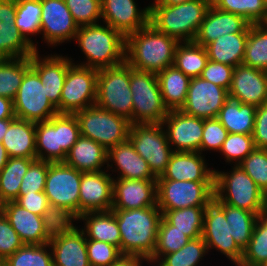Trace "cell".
I'll return each instance as SVG.
<instances>
[{"instance_id":"cell-42","label":"cell","mask_w":267,"mask_h":266,"mask_svg":"<svg viewBox=\"0 0 267 266\" xmlns=\"http://www.w3.org/2000/svg\"><path fill=\"white\" fill-rule=\"evenodd\" d=\"M242 64L267 71V27L262 23L249 27Z\"/></svg>"},{"instance_id":"cell-37","label":"cell","mask_w":267,"mask_h":266,"mask_svg":"<svg viewBox=\"0 0 267 266\" xmlns=\"http://www.w3.org/2000/svg\"><path fill=\"white\" fill-rule=\"evenodd\" d=\"M213 200L224 210L226 221L229 227H231V235L236 244L244 250L251 239L258 215L238 207L221 203L215 197Z\"/></svg>"},{"instance_id":"cell-19","label":"cell","mask_w":267,"mask_h":266,"mask_svg":"<svg viewBox=\"0 0 267 266\" xmlns=\"http://www.w3.org/2000/svg\"><path fill=\"white\" fill-rule=\"evenodd\" d=\"M103 171L83 172L79 193V216L87 212L112 210L113 175Z\"/></svg>"},{"instance_id":"cell-67","label":"cell","mask_w":267,"mask_h":266,"mask_svg":"<svg viewBox=\"0 0 267 266\" xmlns=\"http://www.w3.org/2000/svg\"><path fill=\"white\" fill-rule=\"evenodd\" d=\"M262 213L267 217V208H265Z\"/></svg>"},{"instance_id":"cell-33","label":"cell","mask_w":267,"mask_h":266,"mask_svg":"<svg viewBox=\"0 0 267 266\" xmlns=\"http://www.w3.org/2000/svg\"><path fill=\"white\" fill-rule=\"evenodd\" d=\"M256 106L243 104L228 98L217 115V119L228 133L252 135L256 118Z\"/></svg>"},{"instance_id":"cell-57","label":"cell","mask_w":267,"mask_h":266,"mask_svg":"<svg viewBox=\"0 0 267 266\" xmlns=\"http://www.w3.org/2000/svg\"><path fill=\"white\" fill-rule=\"evenodd\" d=\"M15 202L29 212L42 216L48 207V199L44 191L27 193L18 196Z\"/></svg>"},{"instance_id":"cell-38","label":"cell","mask_w":267,"mask_h":266,"mask_svg":"<svg viewBox=\"0 0 267 266\" xmlns=\"http://www.w3.org/2000/svg\"><path fill=\"white\" fill-rule=\"evenodd\" d=\"M31 68V56L0 59V96L13 100L25 73Z\"/></svg>"},{"instance_id":"cell-20","label":"cell","mask_w":267,"mask_h":266,"mask_svg":"<svg viewBox=\"0 0 267 266\" xmlns=\"http://www.w3.org/2000/svg\"><path fill=\"white\" fill-rule=\"evenodd\" d=\"M135 0H101L102 21L124 37L149 23V5L138 8Z\"/></svg>"},{"instance_id":"cell-9","label":"cell","mask_w":267,"mask_h":266,"mask_svg":"<svg viewBox=\"0 0 267 266\" xmlns=\"http://www.w3.org/2000/svg\"><path fill=\"white\" fill-rule=\"evenodd\" d=\"M75 114L80 135L88 137L103 146L107 151L128 139L130 121L96 104Z\"/></svg>"},{"instance_id":"cell-51","label":"cell","mask_w":267,"mask_h":266,"mask_svg":"<svg viewBox=\"0 0 267 266\" xmlns=\"http://www.w3.org/2000/svg\"><path fill=\"white\" fill-rule=\"evenodd\" d=\"M241 167L267 194V149L255 148L240 164Z\"/></svg>"},{"instance_id":"cell-39","label":"cell","mask_w":267,"mask_h":266,"mask_svg":"<svg viewBox=\"0 0 267 266\" xmlns=\"http://www.w3.org/2000/svg\"><path fill=\"white\" fill-rule=\"evenodd\" d=\"M207 61L205 47L195 42H182L177 46L173 65L191 79L201 76Z\"/></svg>"},{"instance_id":"cell-60","label":"cell","mask_w":267,"mask_h":266,"mask_svg":"<svg viewBox=\"0 0 267 266\" xmlns=\"http://www.w3.org/2000/svg\"><path fill=\"white\" fill-rule=\"evenodd\" d=\"M148 260L140 256L122 255L116 262L110 266H143L142 264Z\"/></svg>"},{"instance_id":"cell-5","label":"cell","mask_w":267,"mask_h":266,"mask_svg":"<svg viewBox=\"0 0 267 266\" xmlns=\"http://www.w3.org/2000/svg\"><path fill=\"white\" fill-rule=\"evenodd\" d=\"M80 136L75 114L58 113L36 123V156L47 162H64Z\"/></svg>"},{"instance_id":"cell-26","label":"cell","mask_w":267,"mask_h":266,"mask_svg":"<svg viewBox=\"0 0 267 266\" xmlns=\"http://www.w3.org/2000/svg\"><path fill=\"white\" fill-rule=\"evenodd\" d=\"M250 25L243 16L219 10L211 4L194 42L205 47L222 35L248 33Z\"/></svg>"},{"instance_id":"cell-32","label":"cell","mask_w":267,"mask_h":266,"mask_svg":"<svg viewBox=\"0 0 267 266\" xmlns=\"http://www.w3.org/2000/svg\"><path fill=\"white\" fill-rule=\"evenodd\" d=\"M84 222L80 228L86 239L110 243L120 250L121 234L113 210L87 212L78 217Z\"/></svg>"},{"instance_id":"cell-6","label":"cell","mask_w":267,"mask_h":266,"mask_svg":"<svg viewBox=\"0 0 267 266\" xmlns=\"http://www.w3.org/2000/svg\"><path fill=\"white\" fill-rule=\"evenodd\" d=\"M231 167L229 172L214 170V197L259 216L265 209L264 192L239 165Z\"/></svg>"},{"instance_id":"cell-40","label":"cell","mask_w":267,"mask_h":266,"mask_svg":"<svg viewBox=\"0 0 267 266\" xmlns=\"http://www.w3.org/2000/svg\"><path fill=\"white\" fill-rule=\"evenodd\" d=\"M206 207H187L178 210H161L162 217L175 229L191 239L202 236Z\"/></svg>"},{"instance_id":"cell-21","label":"cell","mask_w":267,"mask_h":266,"mask_svg":"<svg viewBox=\"0 0 267 266\" xmlns=\"http://www.w3.org/2000/svg\"><path fill=\"white\" fill-rule=\"evenodd\" d=\"M112 192V210L157 206V180L114 178Z\"/></svg>"},{"instance_id":"cell-7","label":"cell","mask_w":267,"mask_h":266,"mask_svg":"<svg viewBox=\"0 0 267 266\" xmlns=\"http://www.w3.org/2000/svg\"><path fill=\"white\" fill-rule=\"evenodd\" d=\"M132 92V124H161L168 115L157 73L133 69L130 66Z\"/></svg>"},{"instance_id":"cell-49","label":"cell","mask_w":267,"mask_h":266,"mask_svg":"<svg viewBox=\"0 0 267 266\" xmlns=\"http://www.w3.org/2000/svg\"><path fill=\"white\" fill-rule=\"evenodd\" d=\"M255 148L252 135L229 133L219 153L225 156L226 163L239 165Z\"/></svg>"},{"instance_id":"cell-65","label":"cell","mask_w":267,"mask_h":266,"mask_svg":"<svg viewBox=\"0 0 267 266\" xmlns=\"http://www.w3.org/2000/svg\"><path fill=\"white\" fill-rule=\"evenodd\" d=\"M0 266H7L6 258L0 257Z\"/></svg>"},{"instance_id":"cell-15","label":"cell","mask_w":267,"mask_h":266,"mask_svg":"<svg viewBox=\"0 0 267 266\" xmlns=\"http://www.w3.org/2000/svg\"><path fill=\"white\" fill-rule=\"evenodd\" d=\"M231 227L226 221L224 210L213 200L204 213L202 238L210 250H218L233 265L238 266L242 260L243 250L232 237Z\"/></svg>"},{"instance_id":"cell-16","label":"cell","mask_w":267,"mask_h":266,"mask_svg":"<svg viewBox=\"0 0 267 266\" xmlns=\"http://www.w3.org/2000/svg\"><path fill=\"white\" fill-rule=\"evenodd\" d=\"M42 41L48 46H58L75 38L79 26L64 0H41Z\"/></svg>"},{"instance_id":"cell-30","label":"cell","mask_w":267,"mask_h":266,"mask_svg":"<svg viewBox=\"0 0 267 266\" xmlns=\"http://www.w3.org/2000/svg\"><path fill=\"white\" fill-rule=\"evenodd\" d=\"M36 123L15 118L2 139L9 157L37 158Z\"/></svg>"},{"instance_id":"cell-41","label":"cell","mask_w":267,"mask_h":266,"mask_svg":"<svg viewBox=\"0 0 267 266\" xmlns=\"http://www.w3.org/2000/svg\"><path fill=\"white\" fill-rule=\"evenodd\" d=\"M41 0H16L15 26L24 38L38 51L32 36L40 34ZM31 36V37H30Z\"/></svg>"},{"instance_id":"cell-59","label":"cell","mask_w":267,"mask_h":266,"mask_svg":"<svg viewBox=\"0 0 267 266\" xmlns=\"http://www.w3.org/2000/svg\"><path fill=\"white\" fill-rule=\"evenodd\" d=\"M13 100L0 96V119H15Z\"/></svg>"},{"instance_id":"cell-66","label":"cell","mask_w":267,"mask_h":266,"mask_svg":"<svg viewBox=\"0 0 267 266\" xmlns=\"http://www.w3.org/2000/svg\"><path fill=\"white\" fill-rule=\"evenodd\" d=\"M265 208H267V194H265Z\"/></svg>"},{"instance_id":"cell-14","label":"cell","mask_w":267,"mask_h":266,"mask_svg":"<svg viewBox=\"0 0 267 266\" xmlns=\"http://www.w3.org/2000/svg\"><path fill=\"white\" fill-rule=\"evenodd\" d=\"M82 173L65 162H49L44 189L48 202L63 206L79 217Z\"/></svg>"},{"instance_id":"cell-61","label":"cell","mask_w":267,"mask_h":266,"mask_svg":"<svg viewBox=\"0 0 267 266\" xmlns=\"http://www.w3.org/2000/svg\"><path fill=\"white\" fill-rule=\"evenodd\" d=\"M9 156L7 154L6 148L0 142V171L3 169V167L6 165L8 162Z\"/></svg>"},{"instance_id":"cell-36","label":"cell","mask_w":267,"mask_h":266,"mask_svg":"<svg viewBox=\"0 0 267 266\" xmlns=\"http://www.w3.org/2000/svg\"><path fill=\"white\" fill-rule=\"evenodd\" d=\"M35 159L37 158L9 157L0 171V199L4 203L17 199L23 176Z\"/></svg>"},{"instance_id":"cell-1","label":"cell","mask_w":267,"mask_h":266,"mask_svg":"<svg viewBox=\"0 0 267 266\" xmlns=\"http://www.w3.org/2000/svg\"><path fill=\"white\" fill-rule=\"evenodd\" d=\"M179 43L148 23L125 37V62L133 69L158 73L174 64Z\"/></svg>"},{"instance_id":"cell-27","label":"cell","mask_w":267,"mask_h":266,"mask_svg":"<svg viewBox=\"0 0 267 266\" xmlns=\"http://www.w3.org/2000/svg\"><path fill=\"white\" fill-rule=\"evenodd\" d=\"M214 170L208 168L200 152L174 151L166 170L157 180L214 181Z\"/></svg>"},{"instance_id":"cell-50","label":"cell","mask_w":267,"mask_h":266,"mask_svg":"<svg viewBox=\"0 0 267 266\" xmlns=\"http://www.w3.org/2000/svg\"><path fill=\"white\" fill-rule=\"evenodd\" d=\"M75 23L81 27L101 23V0H64ZM100 20V22H99Z\"/></svg>"},{"instance_id":"cell-64","label":"cell","mask_w":267,"mask_h":266,"mask_svg":"<svg viewBox=\"0 0 267 266\" xmlns=\"http://www.w3.org/2000/svg\"><path fill=\"white\" fill-rule=\"evenodd\" d=\"M4 213V202L0 199V217L3 215Z\"/></svg>"},{"instance_id":"cell-58","label":"cell","mask_w":267,"mask_h":266,"mask_svg":"<svg viewBox=\"0 0 267 266\" xmlns=\"http://www.w3.org/2000/svg\"><path fill=\"white\" fill-rule=\"evenodd\" d=\"M256 148L267 149V103L257 106L252 133Z\"/></svg>"},{"instance_id":"cell-12","label":"cell","mask_w":267,"mask_h":266,"mask_svg":"<svg viewBox=\"0 0 267 266\" xmlns=\"http://www.w3.org/2000/svg\"><path fill=\"white\" fill-rule=\"evenodd\" d=\"M128 139L136 152L147 161L152 174L156 178L161 177L174 152L162 124H132Z\"/></svg>"},{"instance_id":"cell-23","label":"cell","mask_w":267,"mask_h":266,"mask_svg":"<svg viewBox=\"0 0 267 266\" xmlns=\"http://www.w3.org/2000/svg\"><path fill=\"white\" fill-rule=\"evenodd\" d=\"M16 0H0V59L30 57L34 46L15 26Z\"/></svg>"},{"instance_id":"cell-8","label":"cell","mask_w":267,"mask_h":266,"mask_svg":"<svg viewBox=\"0 0 267 266\" xmlns=\"http://www.w3.org/2000/svg\"><path fill=\"white\" fill-rule=\"evenodd\" d=\"M96 89V105L125 117L132 125L133 100L130 91V65L124 62L115 67L99 69Z\"/></svg>"},{"instance_id":"cell-63","label":"cell","mask_w":267,"mask_h":266,"mask_svg":"<svg viewBox=\"0 0 267 266\" xmlns=\"http://www.w3.org/2000/svg\"><path fill=\"white\" fill-rule=\"evenodd\" d=\"M190 0H154V3L149 5H177Z\"/></svg>"},{"instance_id":"cell-45","label":"cell","mask_w":267,"mask_h":266,"mask_svg":"<svg viewBox=\"0 0 267 266\" xmlns=\"http://www.w3.org/2000/svg\"><path fill=\"white\" fill-rule=\"evenodd\" d=\"M208 254L202 237L190 239L178 251L164 255L155 266H198Z\"/></svg>"},{"instance_id":"cell-44","label":"cell","mask_w":267,"mask_h":266,"mask_svg":"<svg viewBox=\"0 0 267 266\" xmlns=\"http://www.w3.org/2000/svg\"><path fill=\"white\" fill-rule=\"evenodd\" d=\"M44 235L50 241L62 234L72 231L78 221V217L63 206L48 204L42 215Z\"/></svg>"},{"instance_id":"cell-62","label":"cell","mask_w":267,"mask_h":266,"mask_svg":"<svg viewBox=\"0 0 267 266\" xmlns=\"http://www.w3.org/2000/svg\"><path fill=\"white\" fill-rule=\"evenodd\" d=\"M14 119H0V142L2 141L9 124L13 121Z\"/></svg>"},{"instance_id":"cell-17","label":"cell","mask_w":267,"mask_h":266,"mask_svg":"<svg viewBox=\"0 0 267 266\" xmlns=\"http://www.w3.org/2000/svg\"><path fill=\"white\" fill-rule=\"evenodd\" d=\"M229 98L228 90L201 77L191 78L185 104L181 111L187 115L209 119L217 118Z\"/></svg>"},{"instance_id":"cell-11","label":"cell","mask_w":267,"mask_h":266,"mask_svg":"<svg viewBox=\"0 0 267 266\" xmlns=\"http://www.w3.org/2000/svg\"><path fill=\"white\" fill-rule=\"evenodd\" d=\"M68 67L58 113L74 114L96 104L98 69L75 64Z\"/></svg>"},{"instance_id":"cell-47","label":"cell","mask_w":267,"mask_h":266,"mask_svg":"<svg viewBox=\"0 0 267 266\" xmlns=\"http://www.w3.org/2000/svg\"><path fill=\"white\" fill-rule=\"evenodd\" d=\"M219 10L243 16L251 24L263 23L267 18L264 0H211Z\"/></svg>"},{"instance_id":"cell-54","label":"cell","mask_w":267,"mask_h":266,"mask_svg":"<svg viewBox=\"0 0 267 266\" xmlns=\"http://www.w3.org/2000/svg\"><path fill=\"white\" fill-rule=\"evenodd\" d=\"M228 131L217 118L204 119L202 141L199 152H219L222 144L228 136Z\"/></svg>"},{"instance_id":"cell-13","label":"cell","mask_w":267,"mask_h":266,"mask_svg":"<svg viewBox=\"0 0 267 266\" xmlns=\"http://www.w3.org/2000/svg\"><path fill=\"white\" fill-rule=\"evenodd\" d=\"M45 86L39 75L30 68L24 75L18 92L13 99L15 117L38 123L58 114L57 108L47 98Z\"/></svg>"},{"instance_id":"cell-2","label":"cell","mask_w":267,"mask_h":266,"mask_svg":"<svg viewBox=\"0 0 267 266\" xmlns=\"http://www.w3.org/2000/svg\"><path fill=\"white\" fill-rule=\"evenodd\" d=\"M121 234L122 255L149 260L155 251L162 212L158 206L113 210Z\"/></svg>"},{"instance_id":"cell-43","label":"cell","mask_w":267,"mask_h":266,"mask_svg":"<svg viewBox=\"0 0 267 266\" xmlns=\"http://www.w3.org/2000/svg\"><path fill=\"white\" fill-rule=\"evenodd\" d=\"M267 261V217L262 213L254 225L251 239L238 266H262Z\"/></svg>"},{"instance_id":"cell-3","label":"cell","mask_w":267,"mask_h":266,"mask_svg":"<svg viewBox=\"0 0 267 266\" xmlns=\"http://www.w3.org/2000/svg\"><path fill=\"white\" fill-rule=\"evenodd\" d=\"M74 39L87 60L78 65L99 70L125 62V37L108 24L81 26Z\"/></svg>"},{"instance_id":"cell-22","label":"cell","mask_w":267,"mask_h":266,"mask_svg":"<svg viewBox=\"0 0 267 266\" xmlns=\"http://www.w3.org/2000/svg\"><path fill=\"white\" fill-rule=\"evenodd\" d=\"M229 98L243 104L260 106L267 103V71L244 64L234 67Z\"/></svg>"},{"instance_id":"cell-53","label":"cell","mask_w":267,"mask_h":266,"mask_svg":"<svg viewBox=\"0 0 267 266\" xmlns=\"http://www.w3.org/2000/svg\"><path fill=\"white\" fill-rule=\"evenodd\" d=\"M49 162L35 159L23 176L19 196L44 191Z\"/></svg>"},{"instance_id":"cell-29","label":"cell","mask_w":267,"mask_h":266,"mask_svg":"<svg viewBox=\"0 0 267 266\" xmlns=\"http://www.w3.org/2000/svg\"><path fill=\"white\" fill-rule=\"evenodd\" d=\"M3 214L24 244L44 245L49 243L44 235L42 216L29 212L15 201L4 203Z\"/></svg>"},{"instance_id":"cell-28","label":"cell","mask_w":267,"mask_h":266,"mask_svg":"<svg viewBox=\"0 0 267 266\" xmlns=\"http://www.w3.org/2000/svg\"><path fill=\"white\" fill-rule=\"evenodd\" d=\"M49 245L52 251L53 266H90L86 236L80 226L50 240Z\"/></svg>"},{"instance_id":"cell-46","label":"cell","mask_w":267,"mask_h":266,"mask_svg":"<svg viewBox=\"0 0 267 266\" xmlns=\"http://www.w3.org/2000/svg\"><path fill=\"white\" fill-rule=\"evenodd\" d=\"M190 239L185 233L175 229V226L170 225L162 217L158 229L156 248L147 264L154 266L164 255L178 251Z\"/></svg>"},{"instance_id":"cell-4","label":"cell","mask_w":267,"mask_h":266,"mask_svg":"<svg viewBox=\"0 0 267 266\" xmlns=\"http://www.w3.org/2000/svg\"><path fill=\"white\" fill-rule=\"evenodd\" d=\"M211 0H190L177 5H149V23L180 43L194 42Z\"/></svg>"},{"instance_id":"cell-10","label":"cell","mask_w":267,"mask_h":266,"mask_svg":"<svg viewBox=\"0 0 267 266\" xmlns=\"http://www.w3.org/2000/svg\"><path fill=\"white\" fill-rule=\"evenodd\" d=\"M214 198V181L157 180L160 210L207 207Z\"/></svg>"},{"instance_id":"cell-68","label":"cell","mask_w":267,"mask_h":266,"mask_svg":"<svg viewBox=\"0 0 267 266\" xmlns=\"http://www.w3.org/2000/svg\"><path fill=\"white\" fill-rule=\"evenodd\" d=\"M262 24L267 27V18H266V20Z\"/></svg>"},{"instance_id":"cell-18","label":"cell","mask_w":267,"mask_h":266,"mask_svg":"<svg viewBox=\"0 0 267 266\" xmlns=\"http://www.w3.org/2000/svg\"><path fill=\"white\" fill-rule=\"evenodd\" d=\"M161 124L173 151L199 152L203 118L187 115L181 110H169Z\"/></svg>"},{"instance_id":"cell-35","label":"cell","mask_w":267,"mask_h":266,"mask_svg":"<svg viewBox=\"0 0 267 266\" xmlns=\"http://www.w3.org/2000/svg\"><path fill=\"white\" fill-rule=\"evenodd\" d=\"M162 99L168 110H180L185 104L190 78L174 65L157 73Z\"/></svg>"},{"instance_id":"cell-34","label":"cell","mask_w":267,"mask_h":266,"mask_svg":"<svg viewBox=\"0 0 267 266\" xmlns=\"http://www.w3.org/2000/svg\"><path fill=\"white\" fill-rule=\"evenodd\" d=\"M248 33L222 35L205 46L208 59L236 67L242 64Z\"/></svg>"},{"instance_id":"cell-31","label":"cell","mask_w":267,"mask_h":266,"mask_svg":"<svg viewBox=\"0 0 267 266\" xmlns=\"http://www.w3.org/2000/svg\"><path fill=\"white\" fill-rule=\"evenodd\" d=\"M107 154L108 151L99 143L80 135L64 162L80 172L103 171L102 167L108 164Z\"/></svg>"},{"instance_id":"cell-48","label":"cell","mask_w":267,"mask_h":266,"mask_svg":"<svg viewBox=\"0 0 267 266\" xmlns=\"http://www.w3.org/2000/svg\"><path fill=\"white\" fill-rule=\"evenodd\" d=\"M6 262L7 266H53L52 251L49 243L24 244Z\"/></svg>"},{"instance_id":"cell-24","label":"cell","mask_w":267,"mask_h":266,"mask_svg":"<svg viewBox=\"0 0 267 266\" xmlns=\"http://www.w3.org/2000/svg\"><path fill=\"white\" fill-rule=\"evenodd\" d=\"M41 57L39 51L31 55V68L39 75L45 86L47 98L57 107L60 104L61 91L66 79L68 67L73 63L71 57L52 53Z\"/></svg>"},{"instance_id":"cell-25","label":"cell","mask_w":267,"mask_h":266,"mask_svg":"<svg viewBox=\"0 0 267 266\" xmlns=\"http://www.w3.org/2000/svg\"><path fill=\"white\" fill-rule=\"evenodd\" d=\"M107 162L108 171L111 169L112 172H118L117 177L113 178L157 180L147 161L136 152L129 139L108 150Z\"/></svg>"},{"instance_id":"cell-52","label":"cell","mask_w":267,"mask_h":266,"mask_svg":"<svg viewBox=\"0 0 267 266\" xmlns=\"http://www.w3.org/2000/svg\"><path fill=\"white\" fill-rule=\"evenodd\" d=\"M86 247L90 266H110L122 256L118 247L107 242L86 239Z\"/></svg>"},{"instance_id":"cell-55","label":"cell","mask_w":267,"mask_h":266,"mask_svg":"<svg viewBox=\"0 0 267 266\" xmlns=\"http://www.w3.org/2000/svg\"><path fill=\"white\" fill-rule=\"evenodd\" d=\"M233 70V66L208 59L200 77L229 90L232 82Z\"/></svg>"},{"instance_id":"cell-56","label":"cell","mask_w":267,"mask_h":266,"mask_svg":"<svg viewBox=\"0 0 267 266\" xmlns=\"http://www.w3.org/2000/svg\"><path fill=\"white\" fill-rule=\"evenodd\" d=\"M23 245L24 243L20 236L12 228L9 220L3 214L0 217V257L7 258Z\"/></svg>"}]
</instances>
